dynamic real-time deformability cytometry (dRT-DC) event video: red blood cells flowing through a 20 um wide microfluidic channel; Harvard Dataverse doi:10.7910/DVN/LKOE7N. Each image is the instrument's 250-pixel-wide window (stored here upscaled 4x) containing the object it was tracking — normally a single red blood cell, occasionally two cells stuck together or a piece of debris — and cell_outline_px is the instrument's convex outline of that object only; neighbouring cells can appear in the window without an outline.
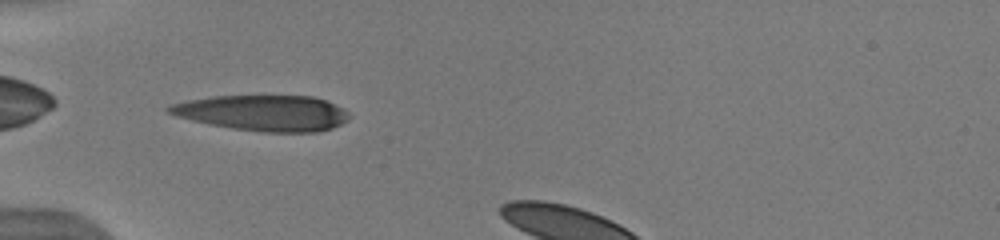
{"species": "human", "species_latin": "Homo sapiens", "temperature_condition": "warm", "stored_images_in_passage": 5, "camera_frame_rate_fps": 3000, "um_per_image_px": 0.085, "donor": {"sex": "male"}, "frame": {"image": 1, "passage_image": 1, "time_ms": 0.0, "image_size_px": [1000, 240], "cell_outline_px": [[352, 116], [348, 120], [332, 128], [320, 132], [264, 132], [232, 128], [208, 124], [176, 116], [168, 112], [164, 108], [172, 104], [188, 100], [212, 96], [312, 96], [324, 100], [344, 108]], "centroid_in_image_um": [22.39, 9.6], "position_along_channel_um": 62.6, "area_um2": 37.57}}